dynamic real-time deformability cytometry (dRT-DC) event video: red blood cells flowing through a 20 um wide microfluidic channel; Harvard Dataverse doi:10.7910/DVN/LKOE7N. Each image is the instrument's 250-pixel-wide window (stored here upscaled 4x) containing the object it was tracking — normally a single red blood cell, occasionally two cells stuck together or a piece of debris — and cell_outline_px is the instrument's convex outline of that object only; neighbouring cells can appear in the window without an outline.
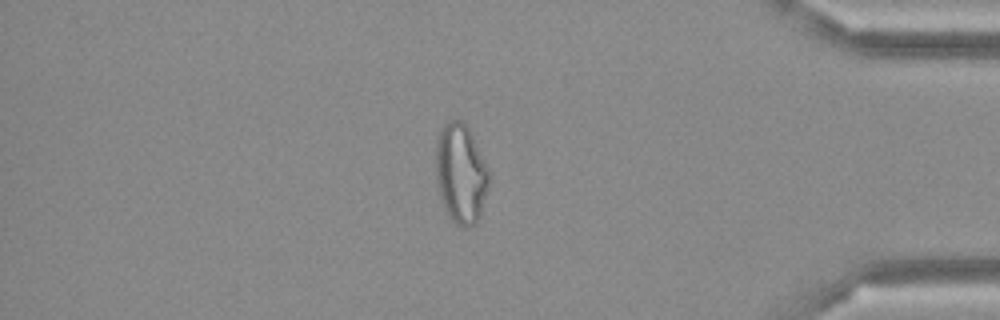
{"species": "Egyptian fruit bat (a non-hibernating species)", "species_latin": "Rousettus aegyptiacus", "temperature_condition": "cold", "stored_images_in_passage": 49, "camera_frame_rate_fps": 3000, "um_per_image_px": 0.085, "frame": {"image": 1, "passage_image": 42, "time_ms": 13.667, "image_size_px": [1000, 320], "cell_outline_px": [[488, 184], [480, 216], [472, 224], [464, 228], [456, 224], [448, 216], [444, 208], [440, 196], [436, 180], [436, 144], [440, 132], [444, 124], [448, 120], [464, 120], [472, 132], [488, 168]], "centroid_in_image_um": [39.16, 14.72], "position_along_channel_um": 396.0, "area_um2": 30.81}}